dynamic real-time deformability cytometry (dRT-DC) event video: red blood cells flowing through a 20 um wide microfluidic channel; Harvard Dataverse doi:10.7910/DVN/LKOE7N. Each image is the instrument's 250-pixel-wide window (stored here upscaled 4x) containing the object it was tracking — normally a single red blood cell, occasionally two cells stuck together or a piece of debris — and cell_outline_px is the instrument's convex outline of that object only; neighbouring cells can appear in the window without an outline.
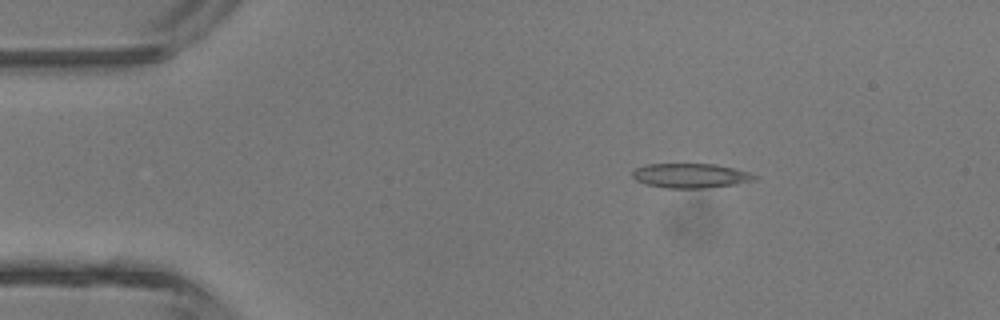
{"species": "common noctule bat (a hibernating species)", "species_latin": "Nyctalus noctula", "temperature_condition": "room temperature", "stored_images_in_passage": 5, "camera_frame_rate_fps": 3000, "um_per_image_px": 0.085, "animal": {"sex": "male", "body_mass_g": 13.3}, "frame": {"image": 1, "passage_image": 3, "time_ms": 2.333, "image_size_px": [1000, 320], "cell_outline_px": [[760, 176], [756, 180], [736, 184], [708, 188], [664, 188], [644, 184], [636, 180], [632, 176], [632, 172], [636, 168], [648, 164], [716, 164], [748, 172]], "centroid_in_image_um": [58.71, 14.94], "position_along_channel_um": 26.3, "area_um2": 17.57}}
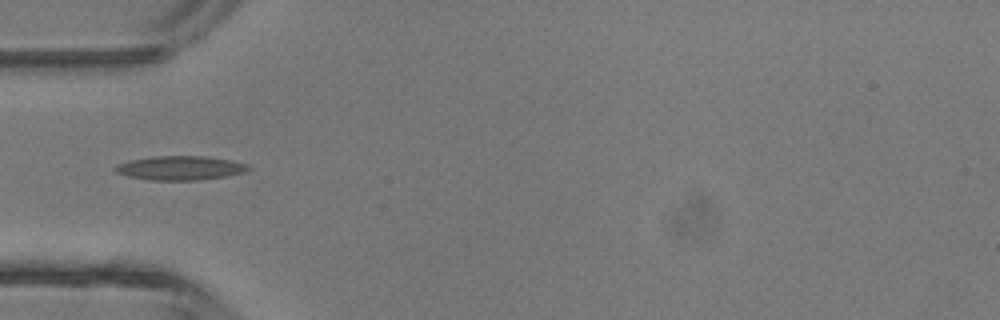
{"frame": {"image": 2, "passage_image": 5, "time_ms": 4.667, "image_size_px": [1000, 320], "cell_outline_px": [[252, 168], [244, 172], [228, 176], [196, 180], [148, 180], [128, 176], [116, 172], [112, 168], [116, 164], [128, 160], [152, 156], [208, 156], [232, 160], [248, 164]], "centroid_in_image_um": [15.31, 14.27], "position_along_channel_um": 69.7, "area_um2": 18.96}}